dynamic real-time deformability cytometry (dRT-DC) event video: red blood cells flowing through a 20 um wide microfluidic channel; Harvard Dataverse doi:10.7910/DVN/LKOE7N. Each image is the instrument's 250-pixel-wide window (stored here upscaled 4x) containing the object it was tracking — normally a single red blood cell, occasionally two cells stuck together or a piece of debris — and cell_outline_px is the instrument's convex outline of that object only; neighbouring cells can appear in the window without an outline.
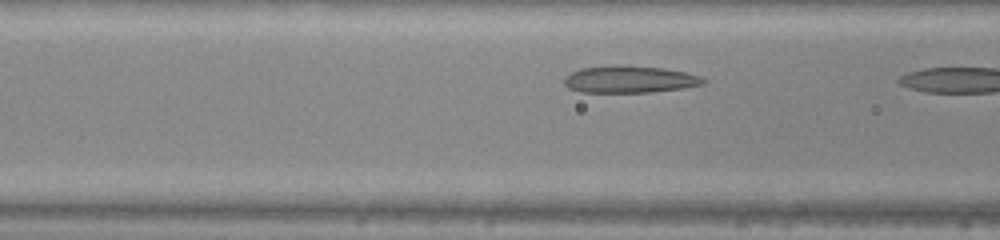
{"species": "common noctule bat (a hibernating species)", "species_latin": "Nyctalus noctula", "temperature_condition": "warm", "stored_images_in_passage": 5, "camera_frame_rate_fps": 3000, "um_per_image_px": 0.085, "animal": {"sex": "male", "body_mass_g": 20.0, "forearm_length_mm": 53.3}, "frame": {"image": 1, "passage_image": 4, "time_ms": 1.0, "image_size_px": [1000, 240], "cell_outline_px": [[708, 80], [704, 84], [684, 88], [648, 92], [580, 92], [568, 88], [564, 84], [564, 76], [580, 68], [664, 68], [684, 72], [700, 76]], "centroid_in_image_um": [53.54, 6.8], "position_along_channel_um": 113.1, "area_um2": 20.92}}